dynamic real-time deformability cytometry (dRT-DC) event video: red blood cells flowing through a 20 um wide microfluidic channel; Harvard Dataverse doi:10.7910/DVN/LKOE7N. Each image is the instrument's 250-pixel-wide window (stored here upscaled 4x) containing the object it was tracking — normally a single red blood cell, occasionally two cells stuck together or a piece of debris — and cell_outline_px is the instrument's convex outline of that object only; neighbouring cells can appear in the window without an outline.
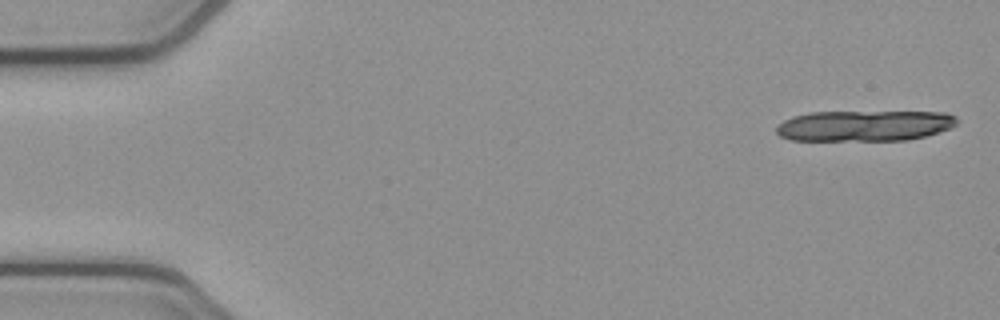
{"species": "common noctule bat (a hibernating species)", "species_latin": "Nyctalus noctula", "temperature_condition": "cold", "stored_images_in_passage": 5, "camera_frame_rate_fps": 3000, "um_per_image_px": 0.085, "animal": {"sex": "female", "body_mass_g": 21.9}, "frame": {"image": 1, "passage_image": 1, "time_ms": 0.0, "image_size_px": [1000, 320], "cell_outline_px": [[956, 124], [940, 132], [908, 140], [792, 140], [780, 136], [776, 132], [776, 128], [784, 120], [792, 116], [812, 112], [948, 112], [956, 116]], "centroid_in_image_um": [73.49, 10.68], "position_along_channel_um": 11.5, "area_um2": 32.31}}